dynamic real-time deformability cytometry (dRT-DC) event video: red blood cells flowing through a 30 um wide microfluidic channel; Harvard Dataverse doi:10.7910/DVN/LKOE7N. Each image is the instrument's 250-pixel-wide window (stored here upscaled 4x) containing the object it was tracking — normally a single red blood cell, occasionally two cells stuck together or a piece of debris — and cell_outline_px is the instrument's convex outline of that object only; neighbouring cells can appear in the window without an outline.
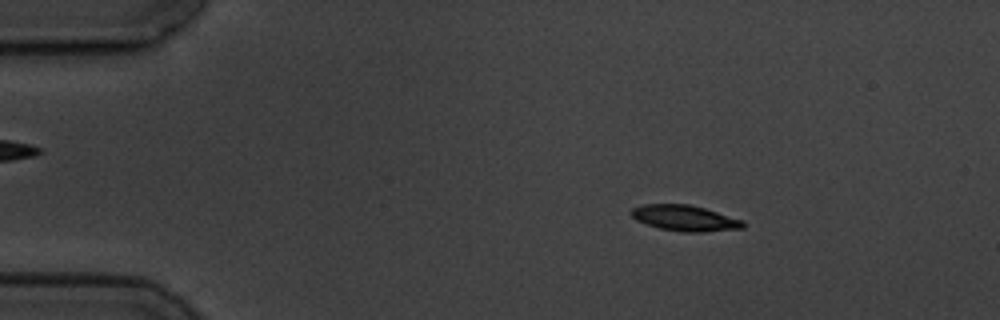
{"species": "common noctule bat (a hibernating species)", "species_latin": "Nyctalus noctula", "temperature_condition": "cold", "stored_images_in_passage": 5, "segment_of_instrument_passage": [1, 2], "camera_frame_rate_fps": 3000, "um_per_image_px": 0.085, "animal": {"sex": "male", "body_mass_g": 19.5, "forearm_length_mm": 54.6}, "frame": {"image": 1, "passage_image": 2, "time_ms": 1.333, "image_size_px": [1000, 320], "cell_outline_px": [[744, 228], [704, 232], [684, 232], [660, 228], [636, 220], [628, 212], [632, 208], [644, 204], [688, 204], [704, 208], [744, 220]], "centroid_in_image_um": [58.21, 18.53], "position_along_channel_um": 26.8, "area_um2": 16.76}}